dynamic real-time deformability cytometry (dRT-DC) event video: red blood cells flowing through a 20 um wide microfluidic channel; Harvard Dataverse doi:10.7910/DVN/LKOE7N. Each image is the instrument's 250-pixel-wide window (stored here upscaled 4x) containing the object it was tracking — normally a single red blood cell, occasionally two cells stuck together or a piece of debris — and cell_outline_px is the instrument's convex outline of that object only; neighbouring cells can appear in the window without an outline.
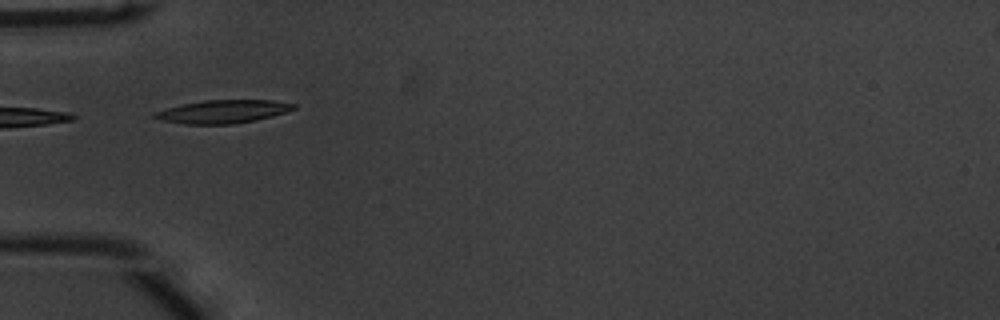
{"species": "common noctule bat (a hibernating species)", "species_latin": "Nyctalus noctula", "temperature_condition": "warm", "stored_images_in_passage": 3, "camera_frame_rate_fps": 3000, "um_per_image_px": 0.085, "animal": {"sex": "male", "body_mass_g": 20.1, "forearm_length_mm": 53.5}, "frame": {"image": 1, "passage_image": 1, "time_ms": 0.0, "image_size_px": [1000, 320], "cell_outline_px": [[296, 108], [272, 116], [256, 120], [232, 124], [184, 124], [164, 120], [152, 116], [152, 112], [184, 104], [204, 100], [272, 100], [296, 104]], "centroid_in_image_um": [18.96, 9.48], "position_along_channel_um": 66.0, "area_um2": 18.55}}